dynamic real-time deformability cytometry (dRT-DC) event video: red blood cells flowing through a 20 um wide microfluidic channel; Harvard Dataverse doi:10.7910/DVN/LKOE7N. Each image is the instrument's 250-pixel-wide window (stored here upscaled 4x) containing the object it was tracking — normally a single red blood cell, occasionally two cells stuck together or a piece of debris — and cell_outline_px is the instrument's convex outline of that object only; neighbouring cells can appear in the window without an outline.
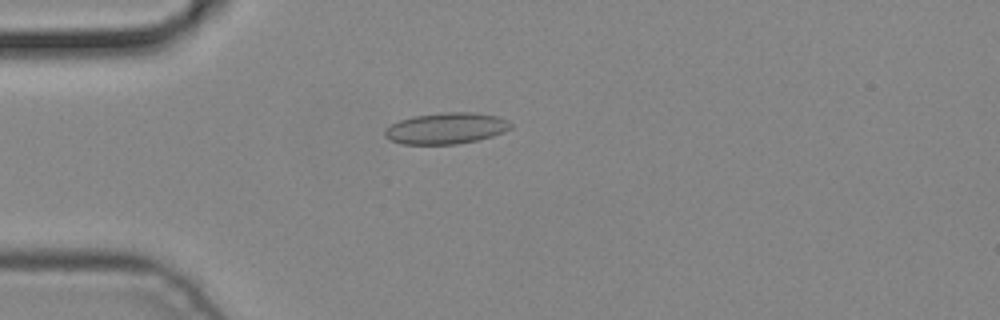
{"species": "common noctule bat (a hibernating species)", "species_latin": "Nyctalus noctula", "temperature_condition": "cold", "stored_images_in_passage": 1, "camera_frame_rate_fps": 3000, "um_per_image_px": 0.085, "animal": {"sex": "male", "body_mass_g": 19.2, "forearm_length_mm": 51.8}, "frame": {"image": 1, "passage_image": 1, "time_ms": 0.0, "image_size_px": [1000, 320], "cell_outline_px": [[512, 128], [504, 132], [492, 136], [476, 140], [456, 144], [400, 144], [384, 136], [384, 132], [392, 124], [400, 120], [412, 116], [444, 112], [476, 112], [496, 116], [508, 120], [512, 124]], "centroid_in_image_um": [37.95, 10.9], "position_along_channel_um": 47.1, "area_um2": 22.89}}